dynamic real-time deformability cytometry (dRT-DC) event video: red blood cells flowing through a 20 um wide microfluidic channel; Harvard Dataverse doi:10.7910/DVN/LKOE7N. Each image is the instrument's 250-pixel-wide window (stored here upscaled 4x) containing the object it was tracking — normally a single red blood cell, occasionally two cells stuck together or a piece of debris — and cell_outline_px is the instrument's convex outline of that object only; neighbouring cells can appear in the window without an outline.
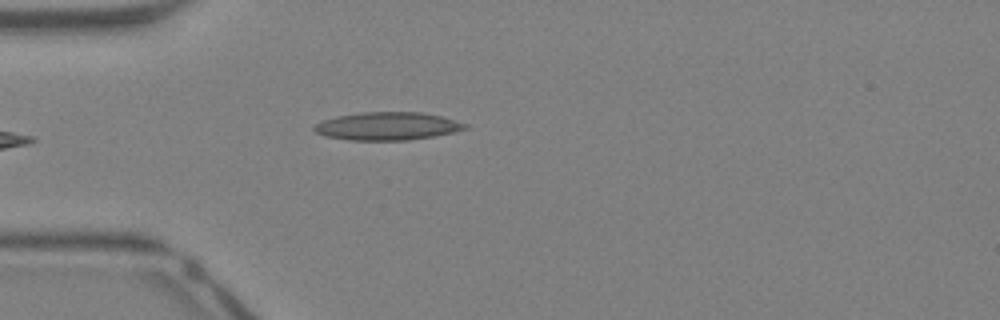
{"species": "Egyptian fruit bat (a non-hibernating species)", "species_latin": "Rousettus aegyptiacus", "temperature_condition": "warm", "stored_images_in_passage": 30, "camera_frame_rate_fps": 3000, "um_per_image_px": 0.085, "animal": {"sex": "female"}, "frame": {"image": 1, "passage_image": 1, "time_ms": 0.0, "image_size_px": [1000, 320], "cell_outline_px": [[468, 128], [452, 132], [432, 136], [408, 140], [348, 140], [324, 136], [316, 132], [312, 128], [316, 124], [324, 120], [336, 116], [360, 112], [420, 112], [440, 116], [468, 124]], "centroid_in_image_um": [32.89, 10.72], "position_along_channel_um": 52.1, "area_um2": 24.45}}
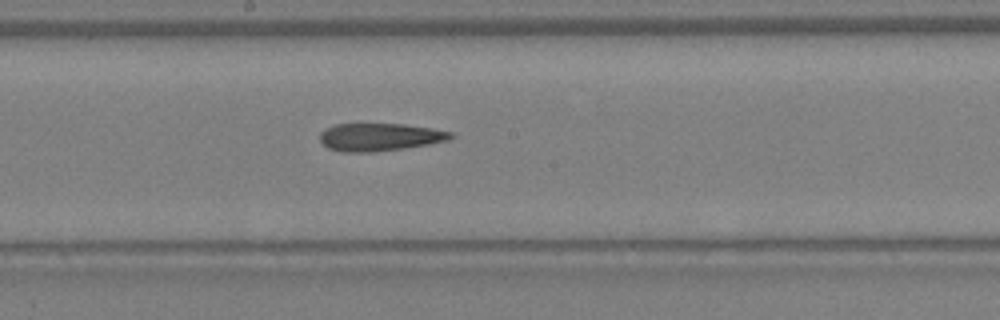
{"frame": {"image": 2, "passage_image": 12, "time_ms": 3.667, "image_size_px": [1000, 320], "cell_outline_px": [[456, 136], [448, 140], [428, 144], [404, 148], [372, 152], [340, 152], [328, 148], [320, 140], [320, 132], [324, 128], [336, 124], [404, 124], [432, 128], [452, 132]], "centroid_in_image_um": [32.27, 11.65], "position_along_channel_um": 215.9, "area_um2": 21.21}}
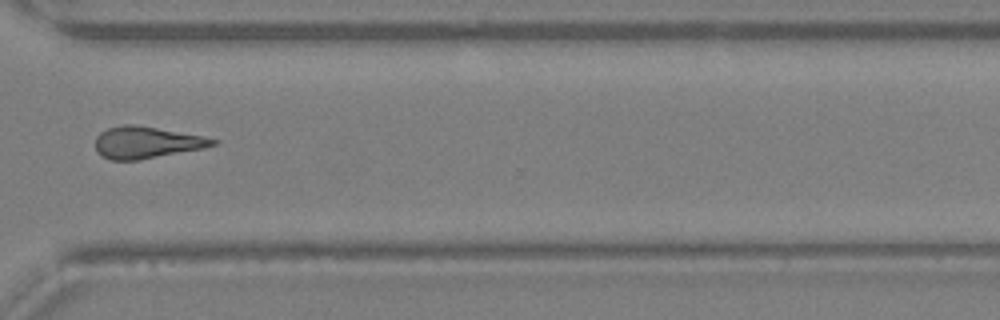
{"frame": {"image": 3, "passage_image": 21, "time_ms": 6.667, "image_size_px": [1000, 320], "cell_outline_px": [[220, 140], [216, 144], [204, 148], [140, 160], [112, 160], [96, 152], [96, 136], [100, 132], [108, 128], [124, 124], [132, 124], [204, 136]], "centroid_in_image_um": [12.46, 12.11], "position_along_channel_um": 358.1, "area_um2": 21.68}, "authors_computed_cell_mechanics": {"area_um2": 22.0507, "velocity_mm_per_s": 4.7446, "shape_relaxation_time_tau1_ms": null, "shape_relaxation_time_tau2_ms": 3.4255, "deformation_change_tau1": null, "deformation_change_tau2": 0.1703}}